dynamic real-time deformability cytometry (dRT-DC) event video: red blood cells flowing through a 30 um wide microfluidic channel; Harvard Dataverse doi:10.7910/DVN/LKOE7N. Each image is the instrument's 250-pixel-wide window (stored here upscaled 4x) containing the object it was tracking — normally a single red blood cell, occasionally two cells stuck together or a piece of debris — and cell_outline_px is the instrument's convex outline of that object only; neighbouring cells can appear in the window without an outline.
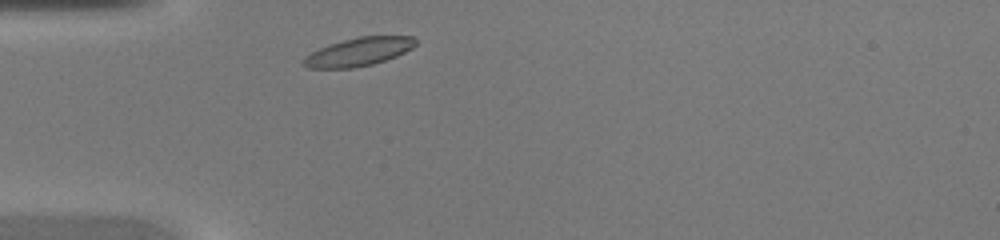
{"species": "common noctule bat (a hibernating species)", "species_latin": "Nyctalus noctula", "temperature_condition": "warm", "stored_images_in_passage": 27, "camera_frame_rate_fps": 3000, "um_per_image_px": 0.085, "animal": {"sex": "female", "body_mass_g": 20.0, "forearm_length_mm": 54.0}, "frame": {"image": 1, "passage_image": 2, "time_ms": 0.333, "image_size_px": [1000, 240], "cell_outline_px": [[416, 44], [412, 48], [396, 56], [372, 64], [352, 68], [308, 68], [300, 64], [300, 60], [304, 56], [328, 44], [360, 36], [416, 36]], "centroid_in_image_um": [30.44, 4.4], "position_along_channel_um": 54.6, "area_um2": 18.55}}
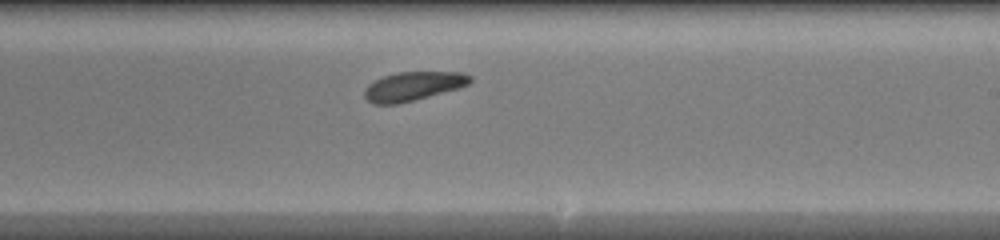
{"frame": {"image": 2, "passage_image": 16, "time_ms": 5.0, "image_size_px": [1000, 240], "cell_outline_px": [[472, 80], [468, 84], [460, 88], [400, 104], [372, 104], [364, 96], [364, 92], [368, 84], [384, 76], [396, 72], [460, 72], [472, 76]], "centroid_in_image_um": [35.13, 7.33], "position_along_channel_um": 253.9, "area_um2": 17.86}}
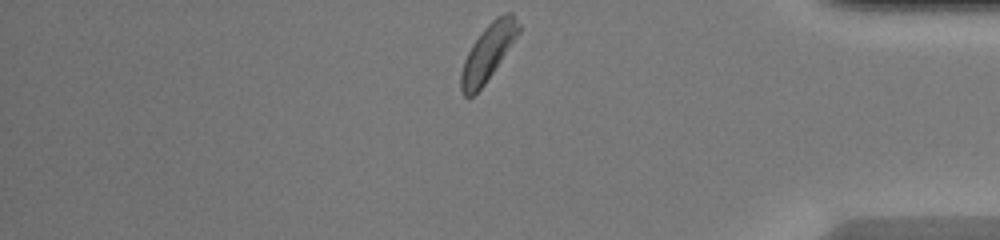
{"frame": {"image": 3, "passage_image": 27, "time_ms": 8.667, "image_size_px": [1000, 240], "cell_outline_px": [[520, 32], [484, 84], [472, 96], [464, 96], [460, 92], [460, 76], [464, 60], [472, 44], [484, 28], [496, 16], [504, 12], [512, 12], [520, 24]], "centroid_in_image_um": [41.47, 4.42], "position_along_channel_um": 393.7, "area_um2": 18.61}}